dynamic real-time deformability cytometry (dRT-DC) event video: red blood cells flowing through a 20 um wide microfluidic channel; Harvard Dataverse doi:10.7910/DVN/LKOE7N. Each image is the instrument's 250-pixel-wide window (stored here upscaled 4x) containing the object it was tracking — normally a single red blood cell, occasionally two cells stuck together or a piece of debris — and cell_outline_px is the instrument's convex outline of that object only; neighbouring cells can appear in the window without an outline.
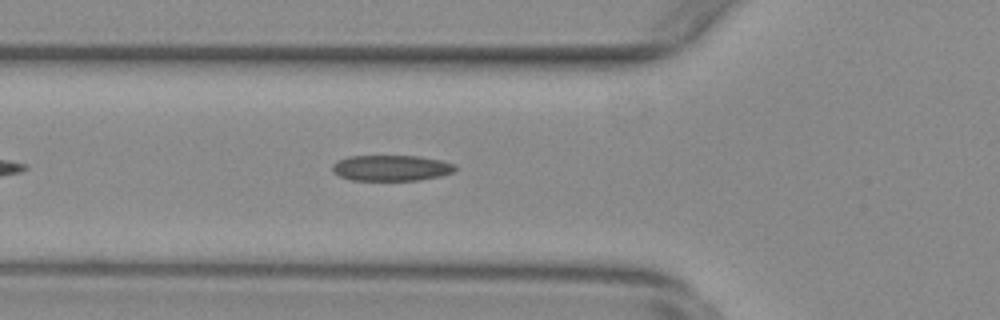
{"species": "common noctule bat (a hibernating species)", "species_latin": "Nyctalus noctula", "temperature_condition": "warm", "stored_images_in_passage": 38, "camera_frame_rate_fps": 3000, "um_per_image_px": 0.085, "animal": {"sex": "female", "body_mass_g": 29.2, "forearm_length_mm": 56.3}, "frame": {"image": 1, "passage_image": 7, "time_ms": 2.0, "image_size_px": [1000, 320], "cell_outline_px": [[456, 168], [452, 172], [440, 176], [420, 180], [352, 180], [340, 176], [332, 172], [332, 164], [336, 160], [348, 156], [420, 156], [440, 160], [456, 164]], "centroid_in_image_um": [33.23, 14.27], "position_along_channel_um": 92.6, "area_um2": 18.55}}
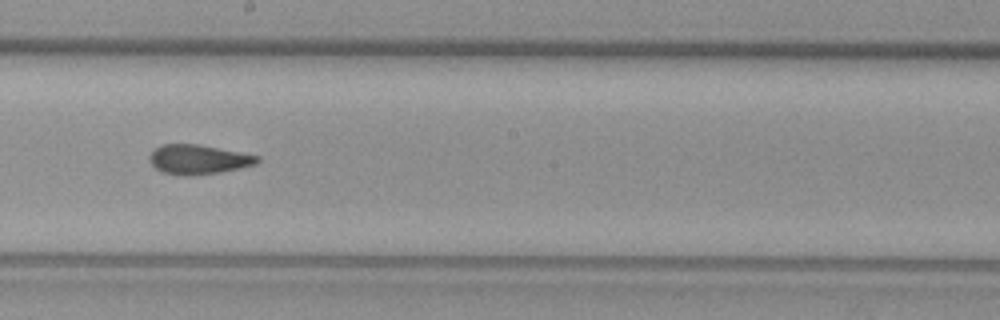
{"frame": {"image": 2, "passage_image": 18, "time_ms": 5.667, "image_size_px": [1000, 320], "cell_outline_px": [[260, 160], [256, 164], [240, 168], [220, 172], [188, 176], [180, 176], [160, 172], [148, 160], [148, 156], [152, 148], [160, 144], [200, 144], [260, 156]], "centroid_in_image_um": [16.8, 13.55], "position_along_channel_um": 231.4, "area_um2": 18.9}}
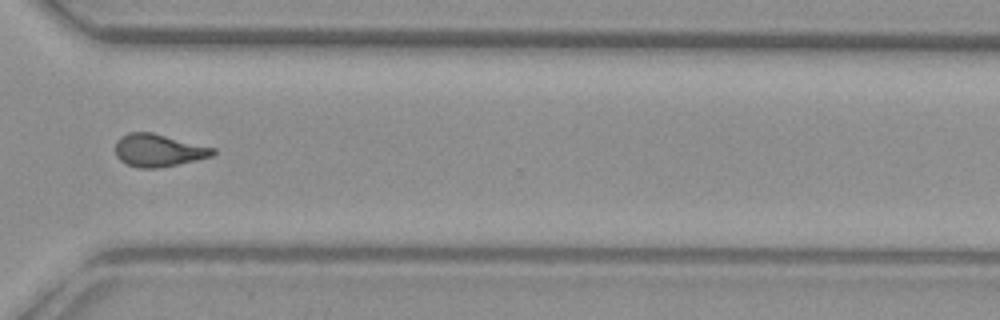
{"frame": {"image": 3, "passage_image": 28, "time_ms": 9.0, "image_size_px": [1000, 320], "cell_outline_px": [[216, 152], [212, 156], [196, 160], [160, 168], [140, 168], [128, 164], [120, 160], [116, 156], [116, 140], [120, 136], [128, 132], [152, 132], [216, 148]], "centroid_in_image_um": [13.47, 12.77], "position_along_channel_um": 357.1, "area_um2": 18.61}}